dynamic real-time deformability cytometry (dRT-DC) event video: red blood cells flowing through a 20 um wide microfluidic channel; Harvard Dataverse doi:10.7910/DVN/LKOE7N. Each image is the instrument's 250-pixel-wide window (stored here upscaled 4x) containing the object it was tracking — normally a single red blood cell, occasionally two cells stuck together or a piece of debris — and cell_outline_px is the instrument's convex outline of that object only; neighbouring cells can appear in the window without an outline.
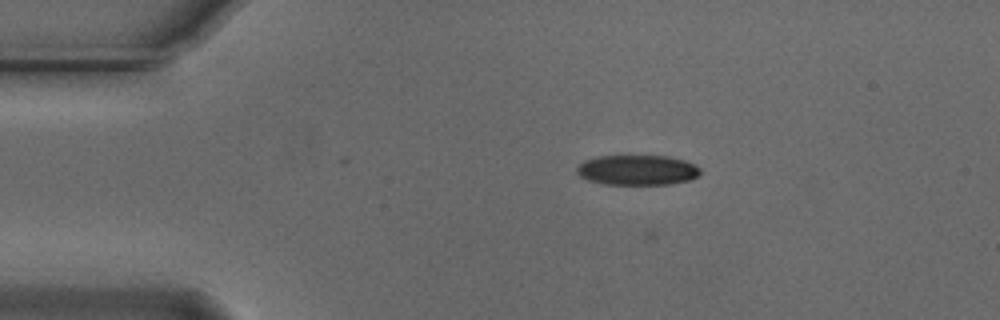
{"species": "Egyptian fruit bat (a non-hibernating species)", "species_latin": "Rousettus aegyptiacus", "temperature_condition": "cold", "stored_images_in_passage": 52, "camera_frame_rate_fps": 3000, "um_per_image_px": 0.085, "animal": {"sex": "male"}, "frame": {"image": 1, "passage_image": 9, "time_ms": 2.667, "image_size_px": [1000, 320], "cell_outline_px": [[700, 176], [692, 180], [672, 184], [604, 184], [588, 180], [580, 176], [576, 172], [576, 168], [584, 160], [596, 156], [668, 156], [684, 160], [700, 168]], "centroid_in_image_um": [54.18, 14.46], "position_along_channel_um": 30.8, "area_um2": 21.79}}
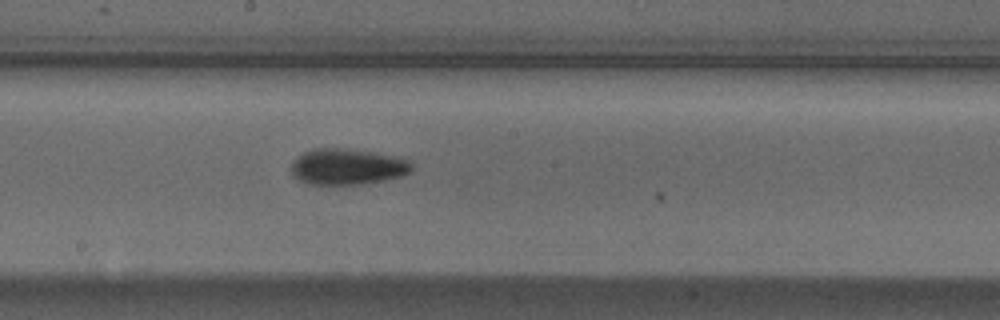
{"frame": {"image": 2, "passage_image": 28, "time_ms": 9.0, "image_size_px": [1000, 320], "cell_outline_px": [[412, 168], [408, 172], [400, 176], [384, 180], [360, 184], [308, 184], [292, 176], [292, 160], [304, 152], [316, 148], [344, 148], [372, 152], [396, 156], [408, 160], [412, 164]], "centroid_in_image_um": [29.5, 14.16], "position_along_channel_um": 218.7, "area_um2": 25.14}}
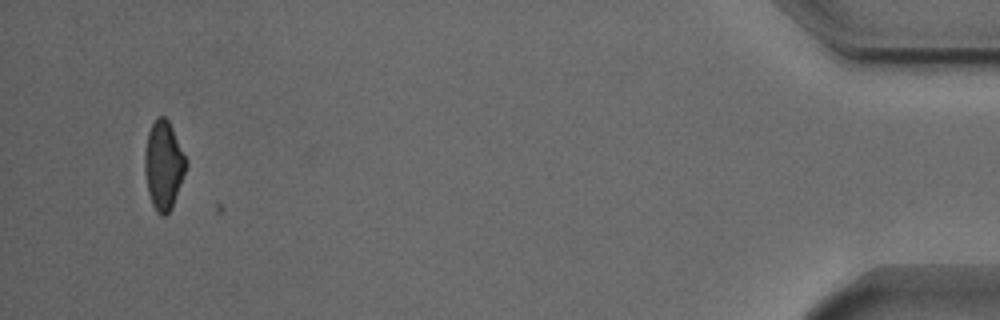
{"frame": {"image": 3, "passage_image": 51, "time_ms": 16.667, "image_size_px": [1000, 320], "cell_outline_px": [[188, 164], [172, 208], [164, 216], [160, 216], [156, 212], [152, 204], [148, 192], [144, 172], [144, 152], [148, 132], [156, 116], [164, 116], [168, 120], [188, 160]], "centroid_in_image_um": [13.9, 14.04], "position_along_channel_um": 421.3, "area_um2": 21.56}}